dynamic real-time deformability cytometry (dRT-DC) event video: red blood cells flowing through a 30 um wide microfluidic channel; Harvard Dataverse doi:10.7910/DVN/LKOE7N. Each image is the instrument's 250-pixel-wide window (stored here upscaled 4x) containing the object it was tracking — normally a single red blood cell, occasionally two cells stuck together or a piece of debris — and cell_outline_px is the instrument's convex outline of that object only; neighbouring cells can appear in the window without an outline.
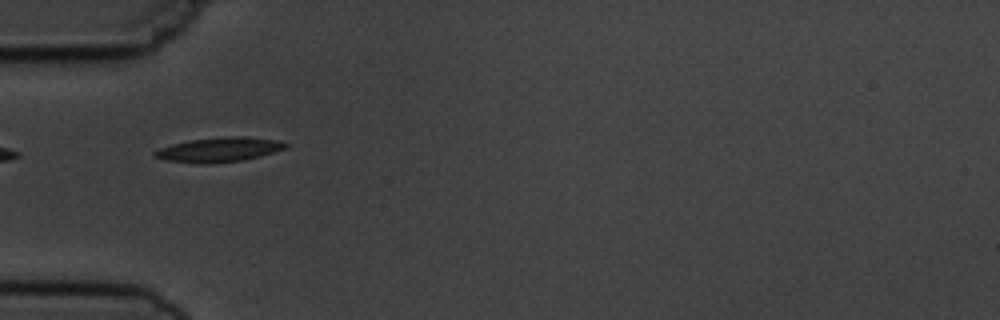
{"species": "common noctule bat (a hibernating species)", "species_latin": "Nyctalus noctula", "temperature_condition": "cold", "stored_images_in_passage": 7, "camera_frame_rate_fps": 3000, "um_per_image_px": 0.085, "animal": {"sex": "male", "body_mass_g": 19.5, "forearm_length_mm": 54.6}, "frame": {"image": 1, "passage_image": 4, "time_ms": 3.333, "image_size_px": [1000, 320], "cell_outline_px": [[288, 144], [284, 148], [260, 156], [244, 160], [204, 164], [196, 164], [168, 160], [156, 156], [152, 152], [160, 148], [172, 144], [188, 140], [228, 136], [248, 136], [280, 140]], "centroid_in_image_um": [18.63, 12.71], "position_along_channel_um": 66.4, "area_um2": 18.67}}
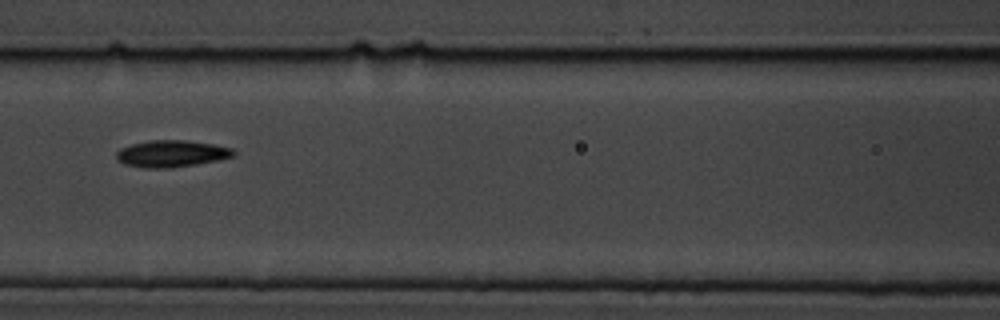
{"frame": {"image": 2, "passage_image": 6, "time_ms": 5.667, "image_size_px": [1000, 320], "cell_outline_px": [[236, 152], [232, 156], [216, 160], [196, 164], [172, 168], [144, 168], [124, 164], [116, 160], [116, 152], [120, 148], [132, 144], [148, 140], [184, 140], [212, 144], [232, 148]], "centroid_in_image_um": [14.52, 13.06], "position_along_channel_um": 152.1, "area_um2": 18.26}}
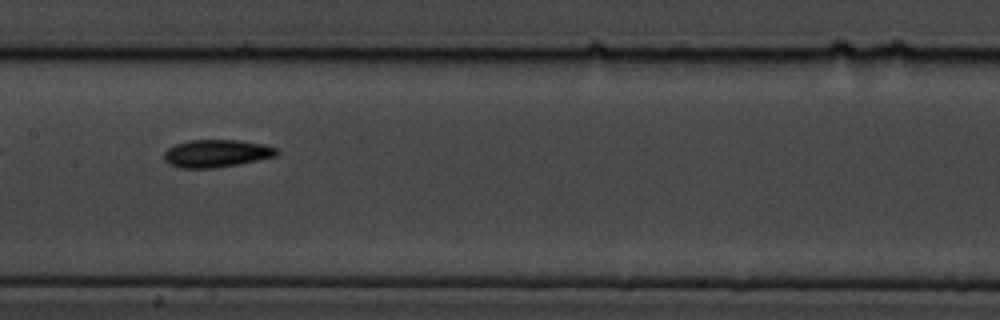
{"frame": {"image": 3, "passage_image": 7, "time_ms": 6.667, "image_size_px": [1000, 320], "cell_outline_px": [[280, 152], [276, 156], [216, 168], [180, 168], [168, 164], [164, 160], [164, 152], [168, 148], [176, 144], [188, 140], [240, 140], [264, 144], [276, 148]], "centroid_in_image_um": [18.38, 13.04], "position_along_channel_um": 189.0, "area_um2": 18.15}}